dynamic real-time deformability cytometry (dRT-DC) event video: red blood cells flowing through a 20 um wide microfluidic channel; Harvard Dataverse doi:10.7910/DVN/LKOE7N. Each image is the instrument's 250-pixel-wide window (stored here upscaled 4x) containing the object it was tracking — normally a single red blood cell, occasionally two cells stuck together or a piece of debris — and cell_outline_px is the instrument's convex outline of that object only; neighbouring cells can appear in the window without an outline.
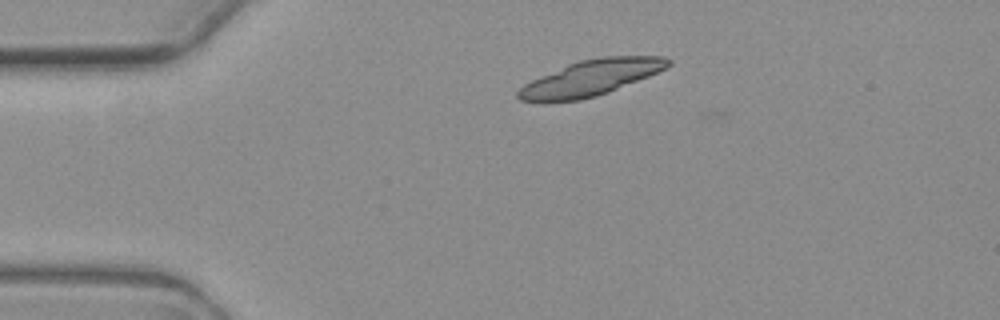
{"species": "common noctule bat (a hibernating species)", "species_latin": "Nyctalus noctula", "temperature_condition": "warm", "stored_images_in_passage": 7, "camera_frame_rate_fps": 3000, "um_per_image_px": 0.085, "animal": {"sex": "female", "body_mass_g": 19.3, "forearm_length_mm": 54.1}, "frame": {"image": 1, "passage_image": 1, "time_ms": 0.0, "image_size_px": [1000, 320], "cell_outline_px": [[672, 64], [668, 68], [608, 92], [596, 96], [580, 100], [520, 100], [516, 96], [516, 92], [524, 84], [532, 80], [568, 64], [580, 60], [600, 56], [664, 56], [672, 60]], "centroid_in_image_um": [50.29, 6.59], "position_along_channel_um": 34.7, "area_um2": 30.69}}
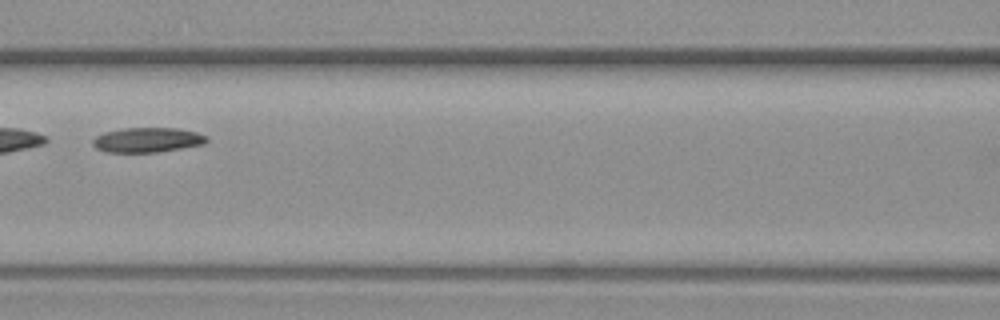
{"frame": {"image": 2, "passage_image": 5, "time_ms": 4.667, "image_size_px": [1000, 320], "cell_outline_px": [[208, 140], [204, 144], [156, 152], [104, 152], [96, 148], [92, 144], [92, 140], [96, 136], [104, 132], [124, 128], [176, 128], [196, 132], [208, 136]], "centroid_in_image_um": [12.51, 11.89], "position_along_channel_um": 154.1, "area_um2": 16.42}}
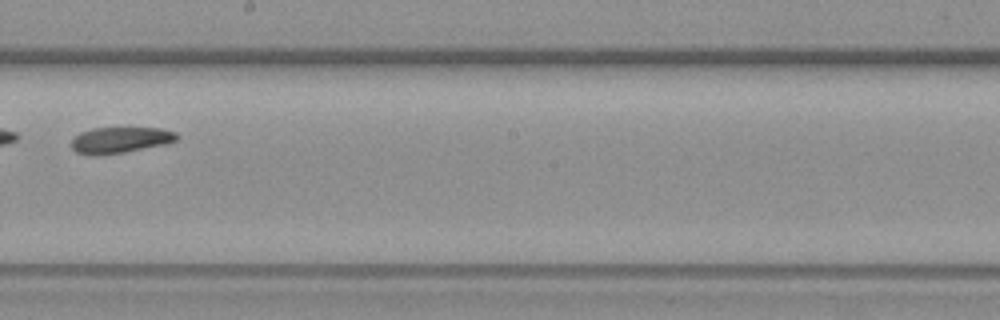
{"frame": {"image": 3, "passage_image": 7, "time_ms": 7.0, "image_size_px": [1000, 320], "cell_outline_px": [[180, 136], [176, 140], [164, 144], [124, 152], [100, 156], [92, 156], [76, 152], [72, 148], [72, 140], [80, 132], [92, 128], [160, 128], [176, 132]], "centroid_in_image_um": [10.2, 11.9], "position_along_channel_um": 238.0, "area_um2": 16.01}}